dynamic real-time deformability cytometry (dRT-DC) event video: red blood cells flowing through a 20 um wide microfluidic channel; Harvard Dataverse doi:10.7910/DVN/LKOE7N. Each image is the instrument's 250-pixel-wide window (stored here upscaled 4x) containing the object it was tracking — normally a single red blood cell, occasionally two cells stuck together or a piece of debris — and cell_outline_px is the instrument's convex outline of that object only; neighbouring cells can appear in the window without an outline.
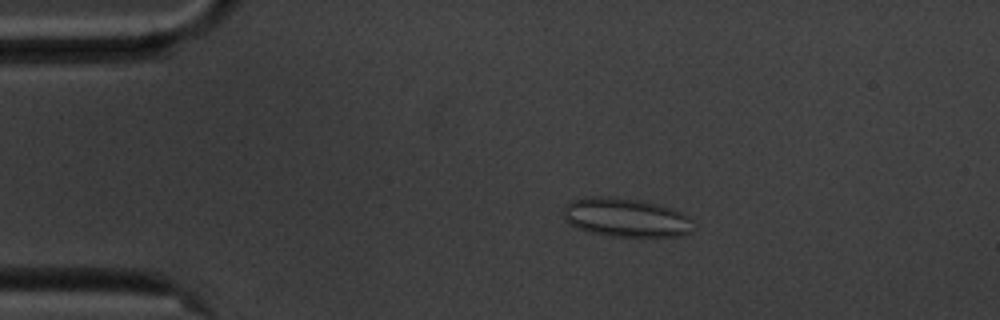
{"species": "common noctule bat (a hibernating species)", "species_latin": "Nyctalus noctula", "temperature_condition": "cold", "stored_images_in_passage": 52, "camera_frame_rate_fps": 3000, "um_per_image_px": 0.085, "animal": {"sex": "male", "body_mass_g": 20.1, "forearm_length_mm": 53.5}, "frame": {"image": 1, "passage_image": 6, "time_ms": 1.667, "image_size_px": [1000, 320], "cell_outline_px": [[696, 228], [692, 232], [680, 236], [612, 236], [588, 232], [564, 220], [564, 208], [572, 200], [584, 196], [612, 196], [644, 200], [660, 204], [672, 208], [688, 216], [692, 220]], "centroid_in_image_um": [53.25, 18.47], "position_along_channel_um": 31.8, "area_um2": 29.77}}
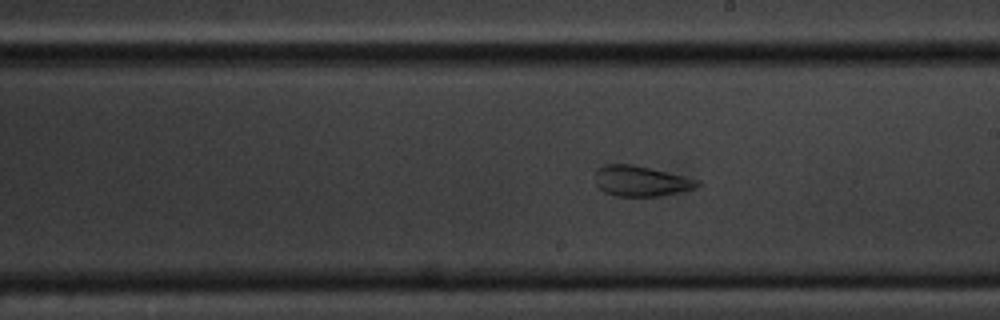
{"frame": {"image": 2, "passage_image": 27, "time_ms": 8.667, "image_size_px": [1000, 320], "cell_outline_px": [[700, 184], [696, 188], [660, 196], [616, 196], [604, 192], [596, 184], [596, 168], [604, 164], [632, 164], [684, 176], [700, 180]], "centroid_in_image_um": [54.47, 15.39], "position_along_channel_um": 234.5, "area_um2": 18.09}}
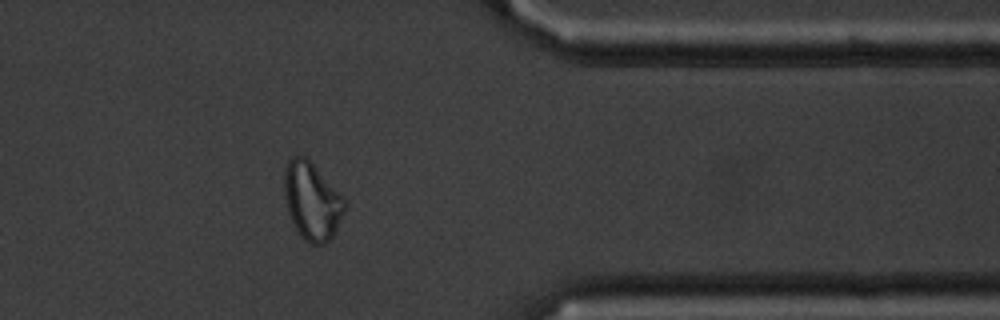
{"frame": {"image": 3, "passage_image": 41, "time_ms": 13.333, "image_size_px": [1000, 320], "cell_outline_px": [[348, 204], [332, 236], [324, 244], [312, 244], [304, 240], [300, 236], [288, 212], [284, 196], [284, 168], [288, 160], [292, 156], [304, 156], [312, 164]], "centroid_in_image_um": [26.48, 17.1], "position_along_channel_um": 384.9, "area_um2": 26.7}}